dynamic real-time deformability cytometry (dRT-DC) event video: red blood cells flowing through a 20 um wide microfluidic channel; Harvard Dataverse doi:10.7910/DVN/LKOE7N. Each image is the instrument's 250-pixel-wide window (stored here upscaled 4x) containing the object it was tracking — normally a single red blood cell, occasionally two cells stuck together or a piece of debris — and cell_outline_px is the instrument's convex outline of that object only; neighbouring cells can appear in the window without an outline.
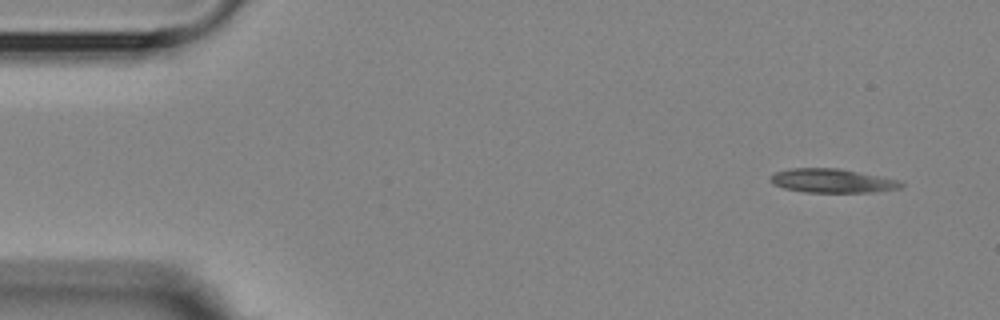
{"species": "Egyptian fruit bat (a non-hibernating species)", "species_latin": "Rousettus aegyptiacus", "temperature_condition": "room temperature", "stored_images_in_passage": 4, "camera_frame_rate_fps": 3000, "um_per_image_px": 0.085, "animal": {"sex": "female"}, "frame": {"image": 1, "passage_image": 1, "time_ms": 0.0, "image_size_px": [1000, 320], "cell_outline_px": [[904, 184], [900, 188], [872, 192], [804, 192], [784, 188], [772, 184], [768, 180], [776, 172], [788, 168], [840, 168], [900, 180]], "centroid_in_image_um": [70.72, 15.36], "position_along_channel_um": 14.3, "area_um2": 18.26}}
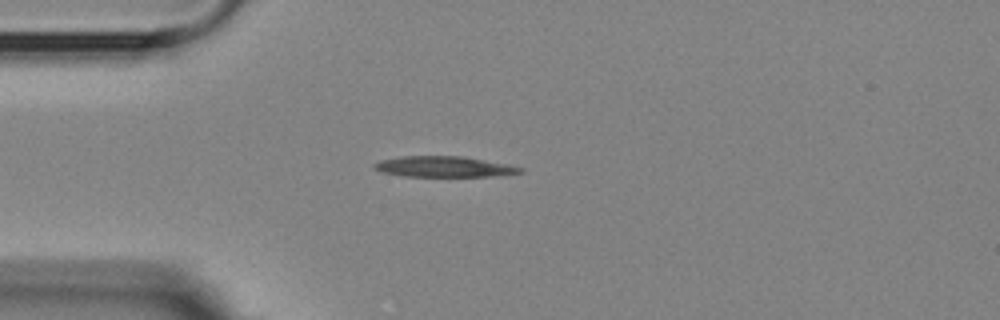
{"frame": {"image": 2, "passage_image": 4, "time_ms": 3.333, "image_size_px": [1000, 320], "cell_outline_px": [[524, 172], [488, 176], [404, 176], [380, 172], [372, 168], [372, 164], [380, 160], [400, 156], [464, 156], [524, 168]], "centroid_in_image_um": [37.64, 14.16], "position_along_channel_um": 47.4, "area_um2": 17.51}}